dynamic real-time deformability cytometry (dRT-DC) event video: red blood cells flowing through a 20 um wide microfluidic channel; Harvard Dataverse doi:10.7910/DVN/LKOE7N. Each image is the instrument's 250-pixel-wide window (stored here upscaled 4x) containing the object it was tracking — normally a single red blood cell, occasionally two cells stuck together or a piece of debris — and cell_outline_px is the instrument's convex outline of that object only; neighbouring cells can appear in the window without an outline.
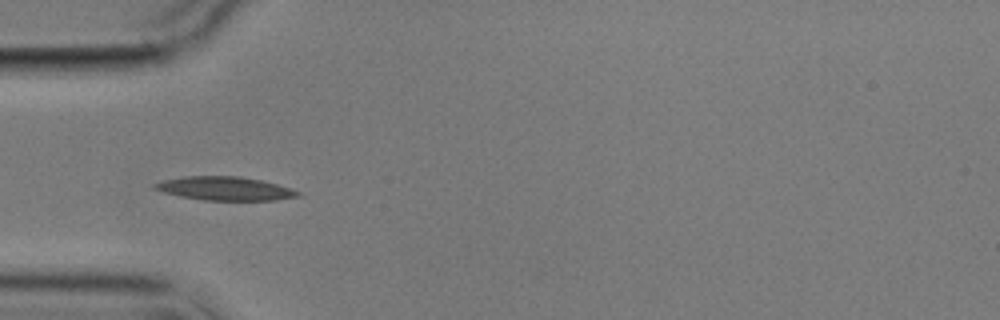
{"species": "common noctule bat (a hibernating species)", "species_latin": "Nyctalus noctula", "temperature_condition": "cold", "stored_images_in_passage": 5, "camera_frame_rate_fps": 3000, "um_per_image_px": 0.085, "animal": {"sex": "male", "body_mass_g": 17.9}, "frame": {"image": 1, "passage_image": 4, "time_ms": 4.0, "image_size_px": [1000, 320], "cell_outline_px": [[300, 196], [276, 200], [204, 200], [180, 196], [164, 192], [152, 188], [152, 184], [164, 180], [184, 176], [240, 176], [260, 180], [276, 184], [300, 192]], "centroid_in_image_um": [19.08, 16.02], "position_along_channel_um": 65.9, "area_um2": 19.54}}
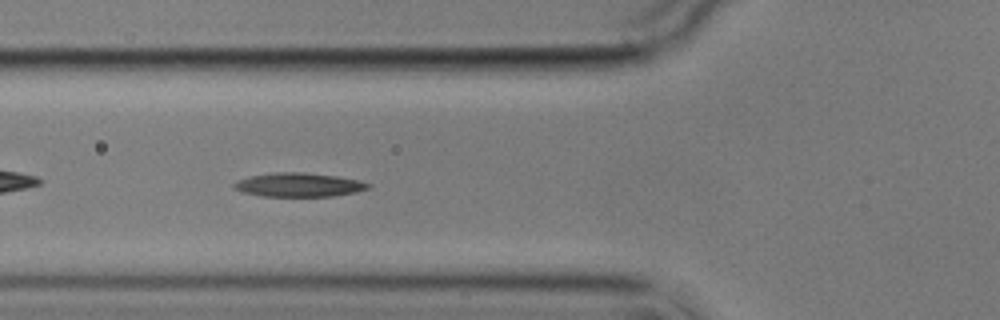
{"frame": {"image": 2, "passage_image": 5, "time_ms": 5.0, "image_size_px": [1000, 320], "cell_outline_px": [[372, 188], [356, 192], [332, 196], [260, 196], [244, 192], [232, 188], [232, 184], [236, 180], [252, 176], [276, 172], [304, 172], [336, 176], [360, 180], [372, 184]], "centroid_in_image_um": [25.42, 15.71], "position_along_channel_um": 100.4, "area_um2": 18.79}}